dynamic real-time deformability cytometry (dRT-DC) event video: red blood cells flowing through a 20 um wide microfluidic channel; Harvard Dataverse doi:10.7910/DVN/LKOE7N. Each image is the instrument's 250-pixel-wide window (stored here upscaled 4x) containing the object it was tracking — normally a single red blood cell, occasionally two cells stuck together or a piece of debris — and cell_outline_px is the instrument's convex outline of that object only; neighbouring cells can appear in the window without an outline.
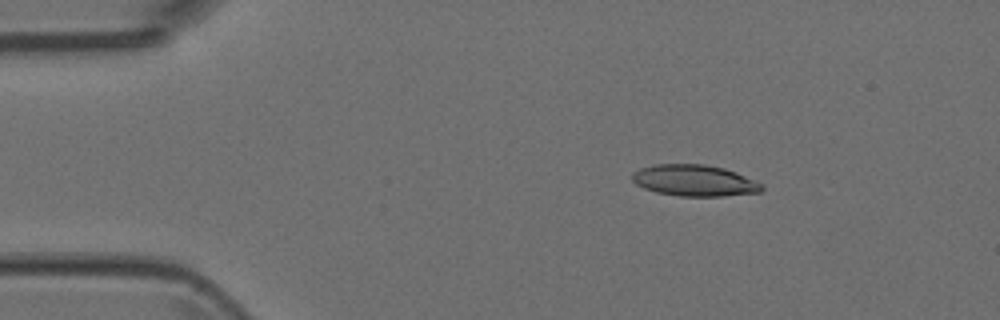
{"species": "Egyptian fruit bat (a non-hibernating species)", "species_latin": "Rousettus aegyptiacus", "temperature_condition": "room temperature", "stored_images_in_passage": 4, "camera_frame_rate_fps": 3000, "um_per_image_px": 0.085, "animal": {"sex": "female"}, "frame": {"image": 1, "passage_image": 3, "time_ms": 0.667, "image_size_px": [1000, 320], "cell_outline_px": [[764, 188], [760, 192], [720, 196], [680, 196], [656, 192], [644, 188], [636, 184], [632, 180], [632, 172], [640, 168], [656, 164], [704, 164], [724, 168], [736, 172], [756, 180], [764, 184]], "centroid_in_image_um": [59.04, 15.34], "position_along_channel_um": 26.0, "area_um2": 23.76}}